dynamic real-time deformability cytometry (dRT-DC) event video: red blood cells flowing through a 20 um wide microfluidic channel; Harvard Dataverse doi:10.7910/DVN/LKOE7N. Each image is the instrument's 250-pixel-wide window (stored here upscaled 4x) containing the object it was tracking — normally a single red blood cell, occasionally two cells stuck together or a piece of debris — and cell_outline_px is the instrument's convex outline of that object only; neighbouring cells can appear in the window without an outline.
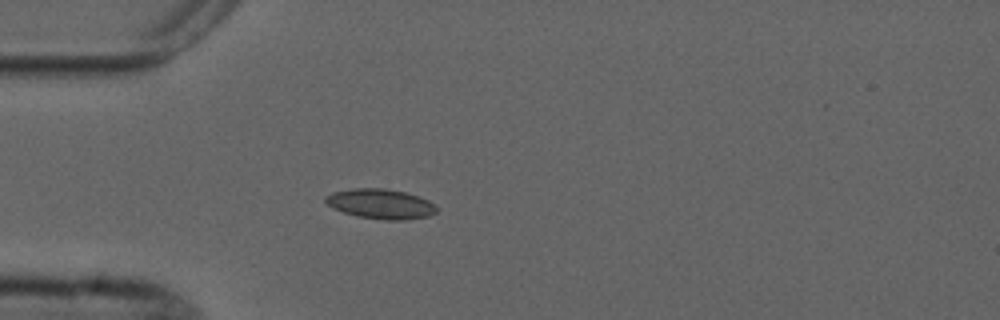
{"species": "common noctule bat (a hibernating species)", "species_latin": "Nyctalus noctula", "temperature_condition": "cold", "stored_images_in_passage": 4, "camera_frame_rate_fps": 3000, "um_per_image_px": 0.085, "animal": {"sex": "male", "forearm_length_mm": 52.5}, "frame": {"image": 1, "passage_image": 4, "time_ms": 4.667, "image_size_px": [1000, 320], "cell_outline_px": [[436, 212], [428, 216], [408, 220], [384, 220], [356, 216], [332, 208], [324, 200], [324, 196], [332, 192], [352, 188], [384, 188], [404, 192], [428, 200], [436, 204]], "centroid_in_image_um": [32.33, 17.33], "position_along_channel_um": 52.7, "area_um2": 19.42}}